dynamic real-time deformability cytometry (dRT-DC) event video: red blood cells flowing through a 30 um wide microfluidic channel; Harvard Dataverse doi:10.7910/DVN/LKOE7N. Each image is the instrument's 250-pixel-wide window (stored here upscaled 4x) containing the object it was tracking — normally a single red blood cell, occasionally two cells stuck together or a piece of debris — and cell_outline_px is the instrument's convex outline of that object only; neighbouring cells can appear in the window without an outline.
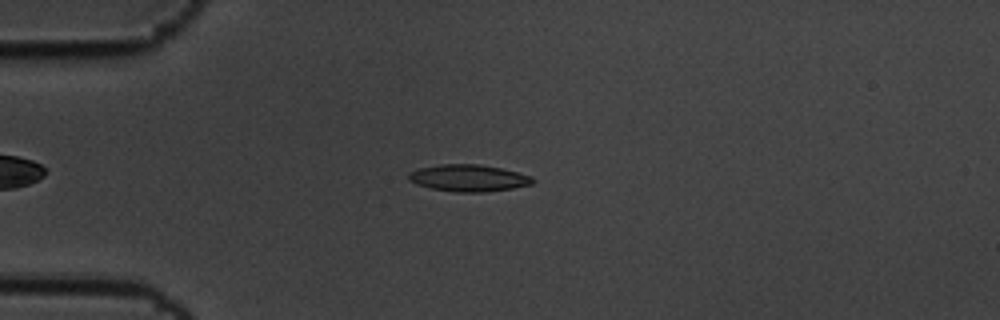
{"species": "common noctule bat (a hibernating species)", "species_latin": "Nyctalus noctula", "temperature_condition": "cold", "stored_images_in_passage": 8, "camera_frame_rate_fps": 3000, "um_per_image_px": 0.085, "animal": {"sex": "male", "body_mass_g": 19.5, "forearm_length_mm": 54.6}, "frame": {"image": 1, "passage_image": 3, "time_ms": 0.667, "image_size_px": [1000, 320], "cell_outline_px": [[536, 180], [532, 184], [512, 188], [484, 192], [456, 192], [432, 188], [416, 184], [408, 180], [408, 172], [420, 168], [440, 164], [480, 164], [500, 168], [532, 176]], "centroid_in_image_um": [39.82, 15.13], "position_along_channel_um": 45.2, "area_um2": 19.36}}
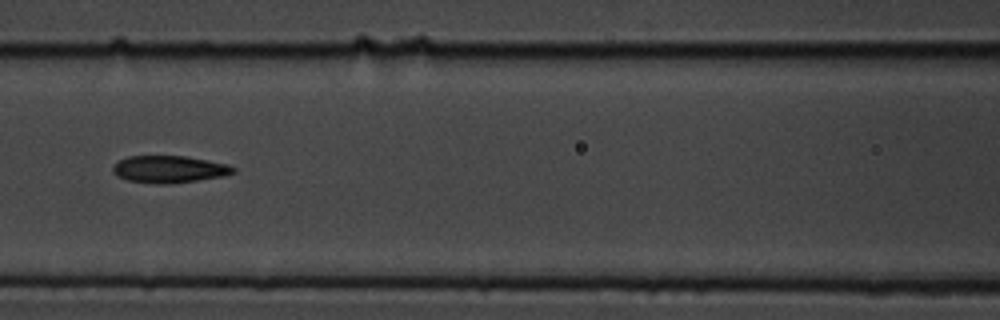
{"frame": {"image": 2, "passage_image": 6, "time_ms": 1.667, "image_size_px": [1000, 320], "cell_outline_px": [[236, 172], [224, 176], [172, 184], [156, 184], [128, 180], [116, 176], [112, 172], [112, 168], [120, 160], [128, 156], [184, 156], [208, 160], [228, 164], [236, 168]], "centroid_in_image_um": [14.4, 14.39], "position_along_channel_um": 152.2, "area_um2": 19.13}}
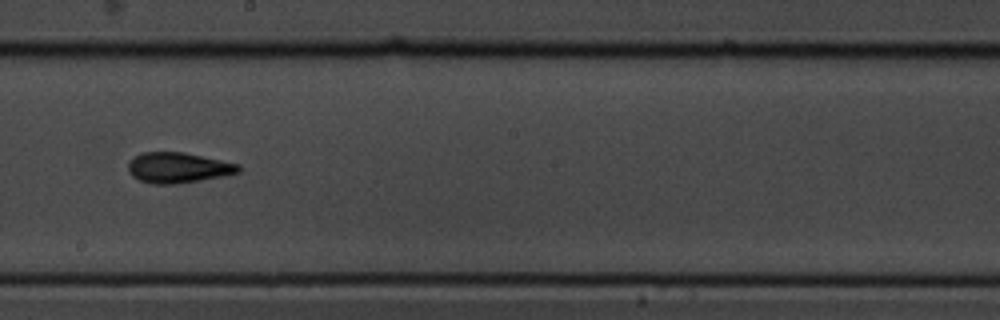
{"frame": {"image": 3, "passage_image": 8, "time_ms": 2.333, "image_size_px": [1000, 320], "cell_outline_px": [[240, 172], [200, 180], [176, 184], [152, 184], [140, 180], [132, 176], [128, 172], [128, 164], [136, 156], [144, 152], [184, 152], [240, 164]], "centroid_in_image_um": [15.14, 14.25], "position_along_channel_um": 233.1, "area_um2": 19.42}}